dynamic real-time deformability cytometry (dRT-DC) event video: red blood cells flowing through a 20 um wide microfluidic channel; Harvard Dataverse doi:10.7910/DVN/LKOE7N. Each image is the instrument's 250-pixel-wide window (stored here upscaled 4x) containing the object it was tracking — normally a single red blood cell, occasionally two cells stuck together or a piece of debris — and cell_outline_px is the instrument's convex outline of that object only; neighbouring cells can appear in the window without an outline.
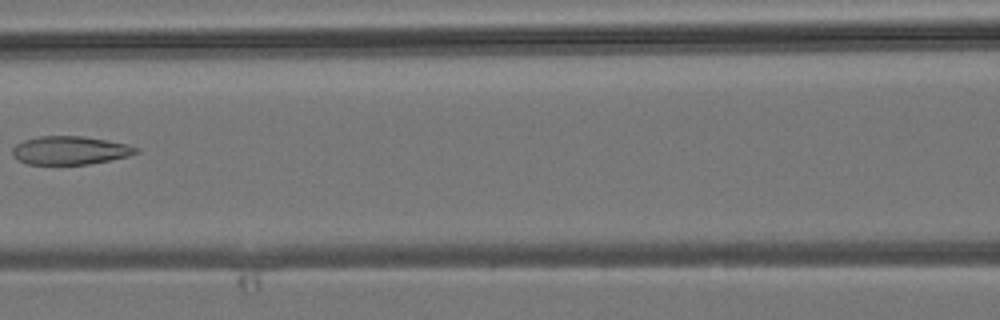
{"species": "common noctule bat (a hibernating species)", "species_latin": "Nyctalus noctula", "temperature_condition": "room temperature", "stored_images_in_passage": 3, "camera_frame_rate_fps": 3000, "um_per_image_px": 0.085, "animal": {"sex": "male", "body_mass_g": 19.2, "forearm_length_mm": 51.8}, "frame": {"image": 1, "passage_image": 3, "time_ms": 2.333, "image_size_px": [1000, 320], "cell_outline_px": [[140, 152], [128, 156], [112, 160], [88, 164], [28, 164], [20, 160], [12, 152], [12, 148], [16, 144], [24, 140], [40, 136], [84, 136], [108, 140], [128, 144], [140, 148]], "centroid_in_image_um": [6.02, 12.77], "position_along_channel_um": 160.6, "area_um2": 20.46}}